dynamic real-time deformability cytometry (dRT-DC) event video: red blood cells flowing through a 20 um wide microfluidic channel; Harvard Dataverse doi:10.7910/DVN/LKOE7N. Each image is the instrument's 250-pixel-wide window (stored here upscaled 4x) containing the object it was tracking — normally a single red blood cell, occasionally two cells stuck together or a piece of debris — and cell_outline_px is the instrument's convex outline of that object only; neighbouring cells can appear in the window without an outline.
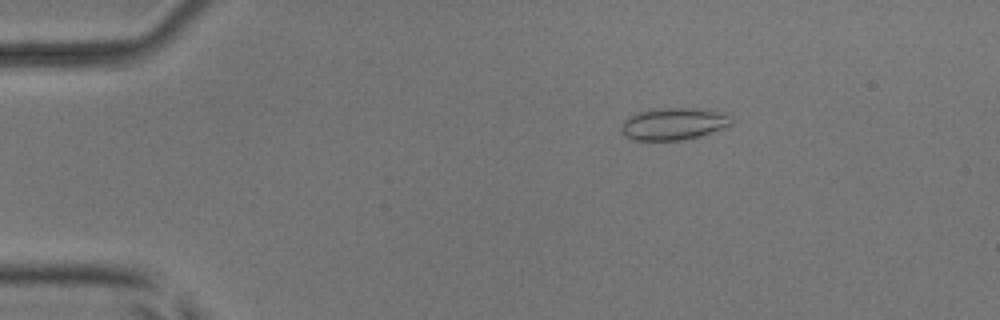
{"species": "common noctule bat (a hibernating species)", "species_latin": "Nyctalus noctula", "temperature_condition": "room temperature", "stored_images_in_passage": 5, "camera_frame_rate_fps": 3000, "um_per_image_px": 0.085, "animal": {"sex": "male", "body_mass_g": 17.9, "forearm_length_mm": 54.2}, "frame": {"image": 1, "passage_image": 3, "time_ms": 0.667, "image_size_px": [1000, 320], "cell_outline_px": [[732, 124], [700, 136], [684, 140], [632, 140], [624, 136], [620, 132], [620, 128], [624, 120], [628, 116], [636, 112], [652, 108], [704, 108], [732, 116]], "centroid_in_image_um": [57.2, 10.52], "position_along_channel_um": 27.8, "area_um2": 20.92}}